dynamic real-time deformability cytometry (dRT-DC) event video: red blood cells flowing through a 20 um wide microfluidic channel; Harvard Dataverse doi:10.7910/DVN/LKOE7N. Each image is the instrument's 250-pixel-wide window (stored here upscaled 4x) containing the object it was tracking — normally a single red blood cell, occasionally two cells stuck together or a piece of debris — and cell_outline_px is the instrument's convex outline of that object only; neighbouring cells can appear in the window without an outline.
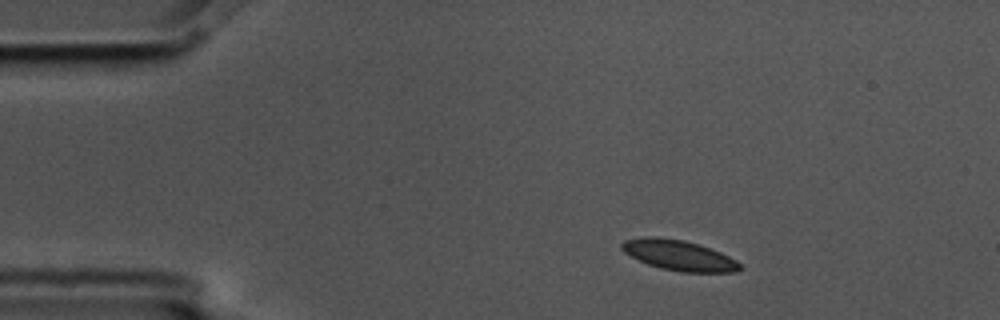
{"species": "common noctule bat (a hibernating species)", "species_latin": "Nyctalus noctula", "temperature_condition": "cold", "stored_images_in_passage": 3, "camera_frame_rate_fps": 3000, "um_per_image_px": 0.085, "animal": {"sex": "male", "body_mass_g": 17.5, "forearm_length_mm": 52.3}, "frame": {"image": 1, "passage_image": 1, "time_ms": 0.0, "image_size_px": [1000, 320], "cell_outline_px": [[744, 268], [736, 272], [680, 272], [660, 268], [648, 264], [624, 252], [620, 248], [620, 244], [624, 240], [644, 236], [656, 236], [684, 240], [700, 244], [720, 252], [736, 260]], "centroid_in_image_um": [57.71, 21.69], "position_along_channel_um": 27.3, "area_um2": 21.04}}